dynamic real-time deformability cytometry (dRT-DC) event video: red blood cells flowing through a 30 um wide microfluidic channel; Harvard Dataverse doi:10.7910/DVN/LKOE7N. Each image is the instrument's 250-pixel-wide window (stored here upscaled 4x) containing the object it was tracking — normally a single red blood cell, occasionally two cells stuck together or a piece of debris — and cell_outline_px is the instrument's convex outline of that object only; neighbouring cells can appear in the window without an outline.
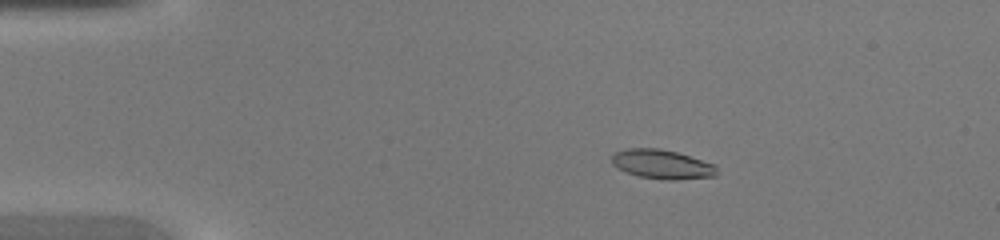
{"species": "common noctule bat (a hibernating species)", "species_latin": "Nyctalus noctula", "temperature_condition": "warm", "stored_images_in_passage": 46, "camera_frame_rate_fps": 3000, "um_per_image_px": 0.085, "animal": {"sex": "female", "body_mass_g": 20.0, "forearm_length_mm": 54.0}, "frame": {"image": 1, "passage_image": 9, "time_ms": 2.667, "image_size_px": [1000, 240], "cell_outline_px": [[716, 176], [676, 180], [664, 180], [640, 176], [628, 172], [612, 164], [612, 156], [616, 152], [628, 148], [660, 148], [676, 152], [716, 164]], "centroid_in_image_um": [56.31, 13.96], "position_along_channel_um": 28.7, "area_um2": 17.74}}
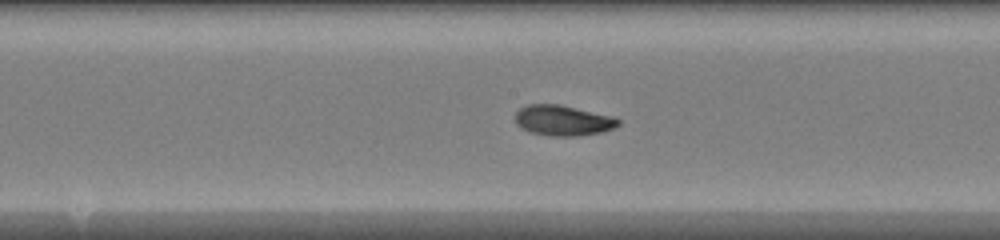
{"frame": {"image": 2, "passage_image": 25, "time_ms": 8.0, "image_size_px": [1000, 240], "cell_outline_px": [[620, 124], [616, 128], [600, 132], [580, 136], [552, 136], [528, 132], [520, 128], [516, 124], [516, 112], [520, 108], [528, 104], [560, 104], [612, 116], [620, 120]], "centroid_in_image_um": [47.85, 10.24], "position_along_channel_um": 200.4, "area_um2": 18.44}}
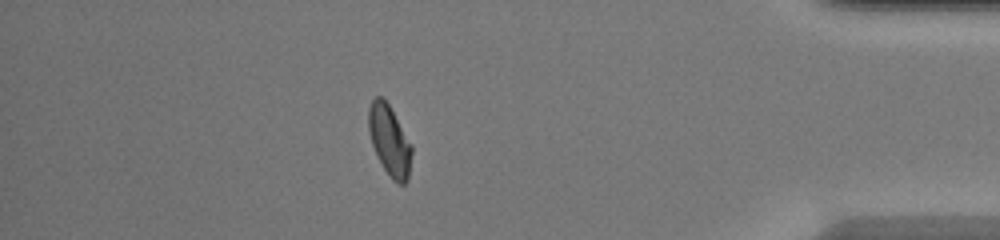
{"frame": {"image": 3, "passage_image": 41, "time_ms": 13.333, "image_size_px": [1000, 240], "cell_outline_px": [[412, 152], [408, 180], [404, 184], [396, 184], [392, 180], [384, 168], [372, 144], [368, 132], [368, 108], [372, 100], [376, 96], [384, 96], [412, 144]], "centroid_in_image_um": [33.11, 11.92], "position_along_channel_um": 402.1, "area_um2": 17.86}}